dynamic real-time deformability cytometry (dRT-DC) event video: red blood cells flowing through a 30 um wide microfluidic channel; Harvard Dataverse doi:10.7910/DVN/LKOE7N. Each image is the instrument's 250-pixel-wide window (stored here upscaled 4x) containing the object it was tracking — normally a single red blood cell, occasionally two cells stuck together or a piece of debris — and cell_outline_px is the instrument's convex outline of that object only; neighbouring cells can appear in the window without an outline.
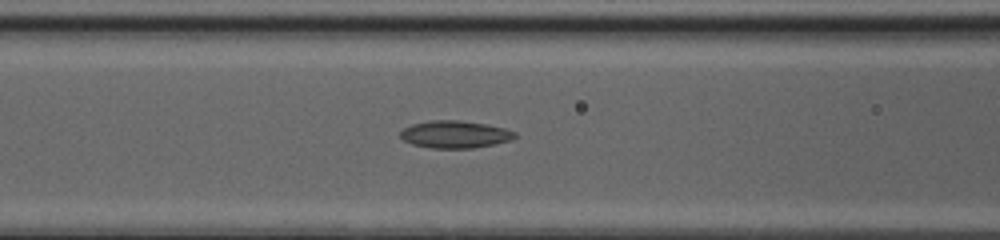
{"species": "common noctule bat (a hibernating species)", "species_latin": "Nyctalus noctula", "temperature_condition": "cold", "stored_images_in_passage": 41, "camera_frame_rate_fps": 3000, "um_per_image_px": 0.085, "animal": {"sex": "female", "body_mass_g": 20.0, "forearm_length_mm": 54.0}, "frame": {"image": 1, "passage_image": 13, "time_ms": 4.0, "image_size_px": [1000, 240], "cell_outline_px": [[516, 136], [512, 140], [496, 144], [472, 148], [432, 148], [412, 144], [404, 140], [400, 136], [400, 132], [404, 128], [412, 124], [428, 120], [460, 120], [484, 124], [504, 128], [516, 132]], "centroid_in_image_um": [38.67, 11.42], "position_along_channel_um": 127.9, "area_um2": 18.26}}
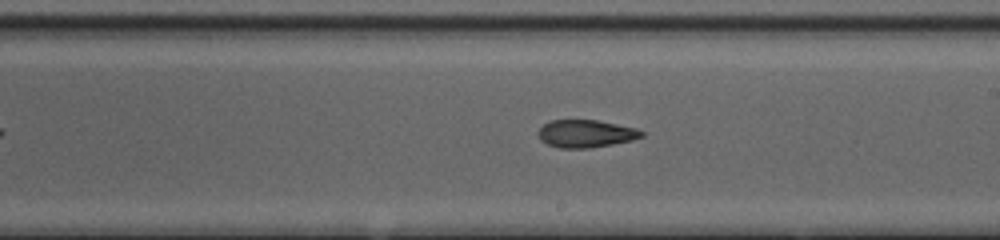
{"frame": {"image": 2, "passage_image": 21, "time_ms": 6.667, "image_size_px": [1000, 240], "cell_outline_px": [[644, 136], [632, 140], [612, 144], [588, 148], [560, 148], [548, 144], [540, 140], [536, 132], [544, 124], [552, 120], [596, 120], [636, 128], [644, 132]], "centroid_in_image_um": [49.78, 11.36], "position_along_channel_um": 239.2, "area_um2": 16.59}}
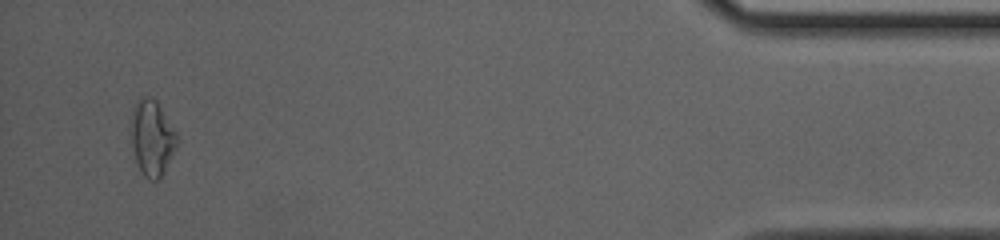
{"frame": {"image": 3, "passage_image": 39, "time_ms": 12.667, "image_size_px": [1000, 240], "cell_outline_px": [[176, 148], [160, 180], [148, 180], [144, 176], [136, 160], [128, 132], [132, 112], [136, 100], [144, 96], [148, 96], [156, 100], [176, 132]], "centroid_in_image_um": [12.88, 11.71], "position_along_channel_um": 422.3, "area_um2": 20.4}, "authors_computed_cell_mechanics": {"area_um2": 17.918, "velocity_mm_per_s": 4.1822, "shape_relaxation_time_tau1_ms": null, "shape_relaxation_time_tau2_ms": 2.7386, "deformation_change_tau1": null, "deformation_change_tau2": 0.107}}